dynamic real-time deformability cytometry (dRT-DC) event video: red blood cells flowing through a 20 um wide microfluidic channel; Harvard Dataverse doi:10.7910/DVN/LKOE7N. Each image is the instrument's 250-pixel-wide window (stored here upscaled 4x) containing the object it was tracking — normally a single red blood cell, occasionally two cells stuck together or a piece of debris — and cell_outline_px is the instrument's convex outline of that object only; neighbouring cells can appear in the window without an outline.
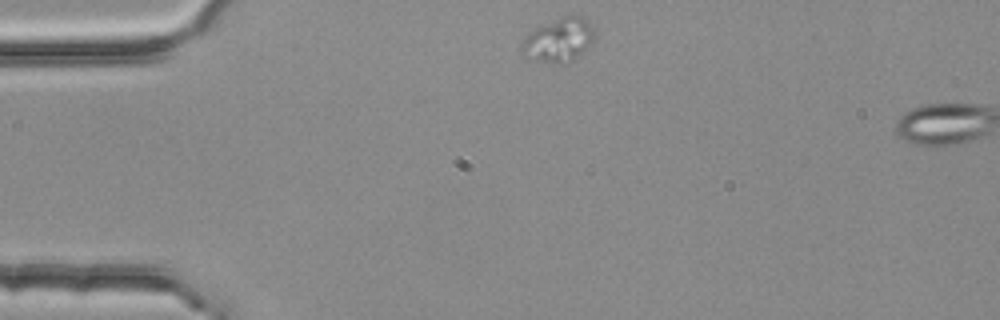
{"species": "common noctule bat (a hibernating species)", "species_latin": "Nyctalus noctula", "temperature_condition": "room temperature", "stored_images_in_passage": 4, "segment_of_instrument_passage": [1, 2], "camera_frame_rate_fps": 3000, "um_per_image_px": 0.085, "animal": {"sex": "female", "body_mass_g": 25.1}, "frame": {"image": 1, "passage_image": 1, "time_ms": 0.0, "image_size_px": [1000, 320], "cell_outline_px": [[592, 40], [584, 52], [560, 64], [552, 64], [532, 60], [520, 52], [520, 44], [528, 32], [536, 28], [564, 16], [580, 16], [588, 20], [592, 28]], "centroid_in_image_um": [47.42, 3.42], "position_along_channel_um": 37.6, "area_um2": 18.26}}